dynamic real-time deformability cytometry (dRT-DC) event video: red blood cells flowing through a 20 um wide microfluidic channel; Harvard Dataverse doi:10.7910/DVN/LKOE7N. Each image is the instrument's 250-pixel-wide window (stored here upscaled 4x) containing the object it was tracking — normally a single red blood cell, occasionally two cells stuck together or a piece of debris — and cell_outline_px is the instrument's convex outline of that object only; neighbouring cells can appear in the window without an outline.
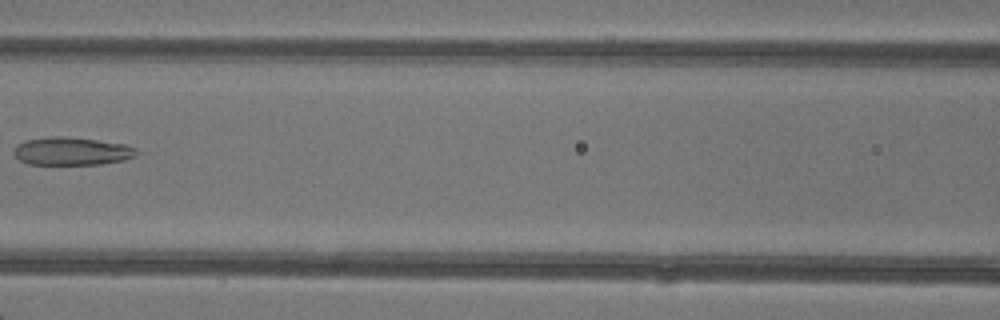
{"species": "common noctule bat (a hibernating species)", "species_latin": "Nyctalus noctula", "temperature_condition": "warm", "stored_images_in_passage": 6, "camera_frame_rate_fps": 3000, "um_per_image_px": 0.085, "animal": {"sex": "female"}, "frame": {"image": 1, "passage_image": 6, "time_ms": 6.667, "image_size_px": [1000, 320], "cell_outline_px": [[144, 152], [124, 160], [100, 164], [28, 164], [20, 160], [12, 152], [16, 144], [24, 140], [52, 136], [64, 136], [96, 140], [124, 144], [136, 148]], "centroid_in_image_um": [6.11, 12.84], "position_along_channel_um": 160.5, "area_um2": 20.17}}